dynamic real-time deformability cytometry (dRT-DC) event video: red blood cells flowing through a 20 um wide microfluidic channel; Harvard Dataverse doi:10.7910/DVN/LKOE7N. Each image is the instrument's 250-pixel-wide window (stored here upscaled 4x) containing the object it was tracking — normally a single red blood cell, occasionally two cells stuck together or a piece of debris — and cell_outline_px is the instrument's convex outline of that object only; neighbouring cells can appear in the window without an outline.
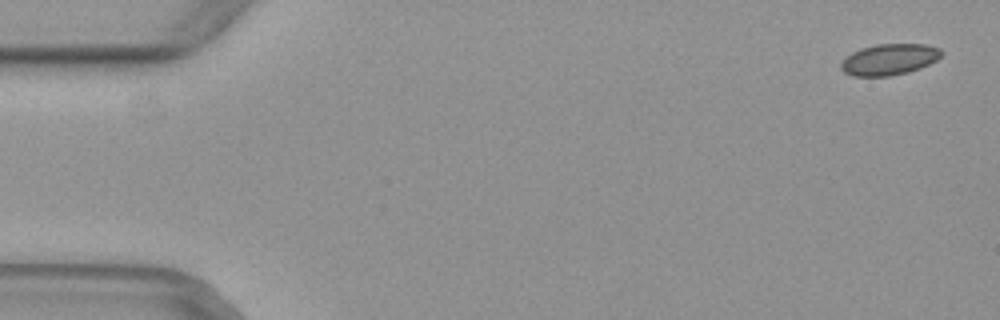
{"species": "common noctule bat (a hibernating species)", "species_latin": "Nyctalus noctula", "temperature_condition": "warm", "stored_images_in_passage": 11, "camera_frame_rate_fps": 3000, "um_per_image_px": 0.085, "animal": {"sex": "female", "body_mass_g": 29.2, "forearm_length_mm": 56.3}, "frame": {"image": 1, "passage_image": 2, "time_ms": 0.333, "image_size_px": [1000, 320], "cell_outline_px": [[940, 56], [936, 60], [920, 68], [908, 72], [888, 76], [852, 76], [844, 72], [840, 68], [840, 64], [852, 52], [860, 48], [876, 44], [924, 44], [940, 48]], "centroid_in_image_um": [75.56, 5.05], "position_along_channel_um": 9.4, "area_um2": 18.09}}